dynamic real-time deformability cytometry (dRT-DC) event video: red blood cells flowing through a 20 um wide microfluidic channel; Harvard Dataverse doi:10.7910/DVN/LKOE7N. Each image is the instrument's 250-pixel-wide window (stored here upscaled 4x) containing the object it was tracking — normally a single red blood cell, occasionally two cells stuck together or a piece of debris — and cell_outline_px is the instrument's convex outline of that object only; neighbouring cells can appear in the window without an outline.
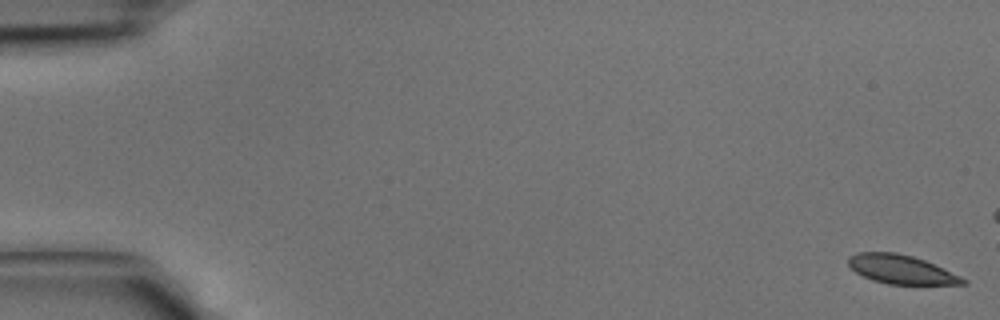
{"species": "common noctule bat (a hibernating species)", "species_latin": "Nyctalus noctula", "temperature_condition": "cold", "stored_images_in_passage": 13, "camera_frame_rate_fps": 3000, "um_per_image_px": 0.085, "animal": {"sex": "male", "body_mass_g": 15.6}, "frame": {"image": 1, "passage_image": 1, "time_ms": 0.0, "image_size_px": [1000, 320], "cell_outline_px": [[968, 284], [888, 284], [872, 280], [856, 272], [848, 264], [848, 256], [856, 252], [896, 252], [912, 256], [924, 260], [960, 276], [968, 280]], "centroid_in_image_um": [76.58, 22.89], "position_along_channel_um": 8.4, "area_um2": 19.13}}